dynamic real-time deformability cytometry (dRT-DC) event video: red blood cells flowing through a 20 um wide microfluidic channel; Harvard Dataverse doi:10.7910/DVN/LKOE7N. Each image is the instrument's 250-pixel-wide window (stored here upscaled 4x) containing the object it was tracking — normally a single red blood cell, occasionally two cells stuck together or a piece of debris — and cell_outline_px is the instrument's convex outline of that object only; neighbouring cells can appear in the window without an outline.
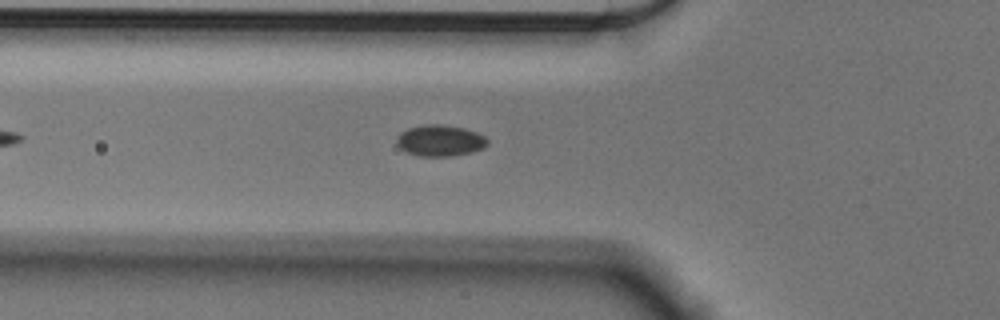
{"species": "Egyptian fruit bat (a non-hibernating species)", "species_latin": "Rousettus aegyptiacus", "temperature_condition": "cold", "stored_images_in_passage": 40, "camera_frame_rate_fps": 3000, "um_per_image_px": 0.085, "animal": {"sex": "male"}, "frame": {"image": 1, "passage_image": 4, "time_ms": 1.0, "image_size_px": [1000, 320], "cell_outline_px": [[488, 144], [484, 148], [472, 152], [452, 156], [416, 156], [400, 148], [396, 144], [396, 136], [400, 132], [408, 128], [424, 124], [440, 124], [464, 128], [476, 132], [484, 136], [488, 140]], "centroid_in_image_um": [37.39, 11.95], "position_along_channel_um": 88.4, "area_um2": 16.7}}
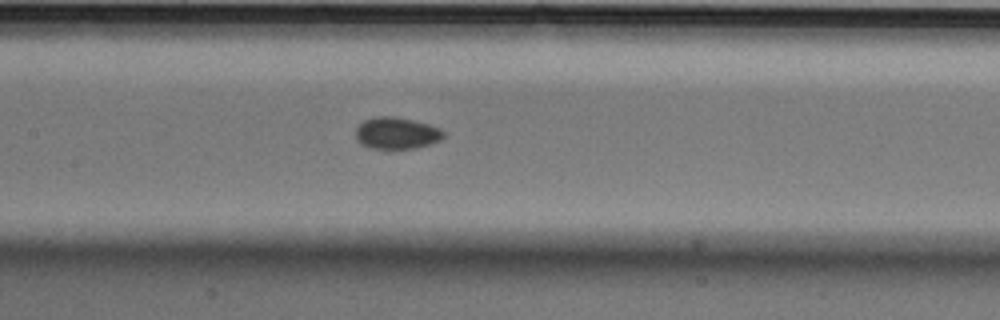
{"frame": {"image": 2, "passage_image": 11, "time_ms": 3.333, "image_size_px": [1000, 320], "cell_outline_px": [[444, 136], [440, 140], [416, 148], [372, 148], [360, 144], [356, 140], [356, 128], [364, 120], [372, 116], [396, 116], [428, 124], [440, 128], [444, 132]], "centroid_in_image_um": [33.68, 11.3], "position_along_channel_um": 173.7, "area_um2": 16.24}}
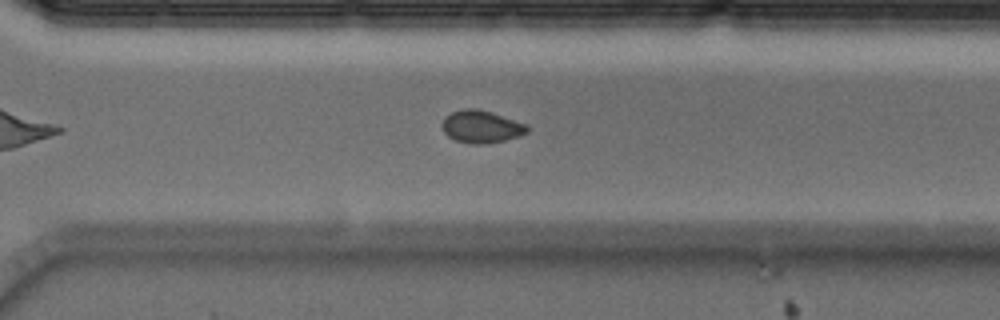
{"frame": {"image": 3, "passage_image": 24, "time_ms": 7.667, "image_size_px": [1000, 320], "cell_outline_px": [[528, 132], [504, 140], [488, 144], [472, 144], [456, 140], [448, 136], [444, 132], [440, 124], [444, 116], [452, 112], [464, 108], [476, 108], [492, 112], [528, 124]], "centroid_in_image_um": [40.88, 10.75], "position_along_channel_um": 329.7, "area_um2": 16.24}, "authors_computed_cell_mechanics": {"area_um2": 16.0106, "velocity_mm_per_s": 3.6166, "shape_relaxation_time_tau1_ms": null, "shape_relaxation_time_tau2_ms": 3.1131, "deformation_change_tau1": null, "deformation_change_tau2": 0.0501}}